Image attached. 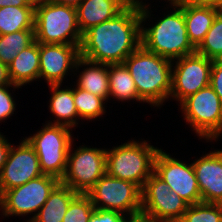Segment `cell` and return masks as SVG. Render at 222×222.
Listing matches in <instances>:
<instances>
[{
    "instance_id": "6da1fadb",
    "label": "cell",
    "mask_w": 222,
    "mask_h": 222,
    "mask_svg": "<svg viewBox=\"0 0 222 222\" xmlns=\"http://www.w3.org/2000/svg\"><path fill=\"white\" fill-rule=\"evenodd\" d=\"M149 14L142 1L130 2L114 18L82 34L80 56L97 63H124L141 45V25Z\"/></svg>"
},
{
    "instance_id": "7a4b0ae2",
    "label": "cell",
    "mask_w": 222,
    "mask_h": 222,
    "mask_svg": "<svg viewBox=\"0 0 222 222\" xmlns=\"http://www.w3.org/2000/svg\"><path fill=\"white\" fill-rule=\"evenodd\" d=\"M171 62L142 45L124 60L143 102L159 107L169 98L174 69Z\"/></svg>"
},
{
    "instance_id": "3957f363",
    "label": "cell",
    "mask_w": 222,
    "mask_h": 222,
    "mask_svg": "<svg viewBox=\"0 0 222 222\" xmlns=\"http://www.w3.org/2000/svg\"><path fill=\"white\" fill-rule=\"evenodd\" d=\"M34 34L38 43L80 45L82 33L76 8L47 0L36 1Z\"/></svg>"
},
{
    "instance_id": "277c9868",
    "label": "cell",
    "mask_w": 222,
    "mask_h": 222,
    "mask_svg": "<svg viewBox=\"0 0 222 222\" xmlns=\"http://www.w3.org/2000/svg\"><path fill=\"white\" fill-rule=\"evenodd\" d=\"M141 45L171 61L196 52L187 34L182 8H176L151 28L141 27Z\"/></svg>"
},
{
    "instance_id": "5b68a950",
    "label": "cell",
    "mask_w": 222,
    "mask_h": 222,
    "mask_svg": "<svg viewBox=\"0 0 222 222\" xmlns=\"http://www.w3.org/2000/svg\"><path fill=\"white\" fill-rule=\"evenodd\" d=\"M160 149L144 140L130 141L106 150V172L122 180L135 183L141 189L154 172V160Z\"/></svg>"
},
{
    "instance_id": "8992f818",
    "label": "cell",
    "mask_w": 222,
    "mask_h": 222,
    "mask_svg": "<svg viewBox=\"0 0 222 222\" xmlns=\"http://www.w3.org/2000/svg\"><path fill=\"white\" fill-rule=\"evenodd\" d=\"M71 135L70 128L66 126L47 123L42 130L26 138L38 156L43 174L62 179L72 146Z\"/></svg>"
},
{
    "instance_id": "52a82bcc",
    "label": "cell",
    "mask_w": 222,
    "mask_h": 222,
    "mask_svg": "<svg viewBox=\"0 0 222 222\" xmlns=\"http://www.w3.org/2000/svg\"><path fill=\"white\" fill-rule=\"evenodd\" d=\"M95 209L117 211L136 218L141 215V188L107 172L86 193Z\"/></svg>"
},
{
    "instance_id": "ba28073f",
    "label": "cell",
    "mask_w": 222,
    "mask_h": 222,
    "mask_svg": "<svg viewBox=\"0 0 222 222\" xmlns=\"http://www.w3.org/2000/svg\"><path fill=\"white\" fill-rule=\"evenodd\" d=\"M189 204L155 172L141 189V217L153 222H178Z\"/></svg>"
},
{
    "instance_id": "9c48e42d",
    "label": "cell",
    "mask_w": 222,
    "mask_h": 222,
    "mask_svg": "<svg viewBox=\"0 0 222 222\" xmlns=\"http://www.w3.org/2000/svg\"><path fill=\"white\" fill-rule=\"evenodd\" d=\"M186 121L196 134L207 140L216 139L222 133V102L209 85L189 95L180 103Z\"/></svg>"
},
{
    "instance_id": "30bf717a",
    "label": "cell",
    "mask_w": 222,
    "mask_h": 222,
    "mask_svg": "<svg viewBox=\"0 0 222 222\" xmlns=\"http://www.w3.org/2000/svg\"><path fill=\"white\" fill-rule=\"evenodd\" d=\"M106 173V149L79 147L67 156V167L61 183L77 193L86 194Z\"/></svg>"
},
{
    "instance_id": "8fae6325",
    "label": "cell",
    "mask_w": 222,
    "mask_h": 222,
    "mask_svg": "<svg viewBox=\"0 0 222 222\" xmlns=\"http://www.w3.org/2000/svg\"><path fill=\"white\" fill-rule=\"evenodd\" d=\"M59 182L57 177L44 174L19 187L4 191L0 195L3 215L24 216L39 211Z\"/></svg>"
},
{
    "instance_id": "7c38bea8",
    "label": "cell",
    "mask_w": 222,
    "mask_h": 222,
    "mask_svg": "<svg viewBox=\"0 0 222 222\" xmlns=\"http://www.w3.org/2000/svg\"><path fill=\"white\" fill-rule=\"evenodd\" d=\"M176 60L170 96L181 103L189 95L210 85L213 60L196 52Z\"/></svg>"
},
{
    "instance_id": "4fadbf2b",
    "label": "cell",
    "mask_w": 222,
    "mask_h": 222,
    "mask_svg": "<svg viewBox=\"0 0 222 222\" xmlns=\"http://www.w3.org/2000/svg\"><path fill=\"white\" fill-rule=\"evenodd\" d=\"M154 172L189 205L202 202L192 163L187 165L160 149L154 160Z\"/></svg>"
},
{
    "instance_id": "5bb4252c",
    "label": "cell",
    "mask_w": 222,
    "mask_h": 222,
    "mask_svg": "<svg viewBox=\"0 0 222 222\" xmlns=\"http://www.w3.org/2000/svg\"><path fill=\"white\" fill-rule=\"evenodd\" d=\"M44 175L33 147L24 139L18 147L11 146L0 172V195Z\"/></svg>"
},
{
    "instance_id": "9a60e30c",
    "label": "cell",
    "mask_w": 222,
    "mask_h": 222,
    "mask_svg": "<svg viewBox=\"0 0 222 222\" xmlns=\"http://www.w3.org/2000/svg\"><path fill=\"white\" fill-rule=\"evenodd\" d=\"M80 45L39 43V78L47 80L48 85L62 83L69 69L75 68L80 57Z\"/></svg>"
},
{
    "instance_id": "2e32d148",
    "label": "cell",
    "mask_w": 222,
    "mask_h": 222,
    "mask_svg": "<svg viewBox=\"0 0 222 222\" xmlns=\"http://www.w3.org/2000/svg\"><path fill=\"white\" fill-rule=\"evenodd\" d=\"M193 164L202 202L222 204V151H214Z\"/></svg>"
},
{
    "instance_id": "e0dca14e",
    "label": "cell",
    "mask_w": 222,
    "mask_h": 222,
    "mask_svg": "<svg viewBox=\"0 0 222 222\" xmlns=\"http://www.w3.org/2000/svg\"><path fill=\"white\" fill-rule=\"evenodd\" d=\"M129 0H82L76 7L77 23L83 34L91 27L114 18Z\"/></svg>"
},
{
    "instance_id": "ac0fdd59",
    "label": "cell",
    "mask_w": 222,
    "mask_h": 222,
    "mask_svg": "<svg viewBox=\"0 0 222 222\" xmlns=\"http://www.w3.org/2000/svg\"><path fill=\"white\" fill-rule=\"evenodd\" d=\"M187 34L192 45L197 48L211 28L220 8L201 3H192L182 7Z\"/></svg>"
},
{
    "instance_id": "d6986e66",
    "label": "cell",
    "mask_w": 222,
    "mask_h": 222,
    "mask_svg": "<svg viewBox=\"0 0 222 222\" xmlns=\"http://www.w3.org/2000/svg\"><path fill=\"white\" fill-rule=\"evenodd\" d=\"M39 43L35 40L24 48L8 65V75L12 84L22 86L39 79Z\"/></svg>"
},
{
    "instance_id": "ffe728a7",
    "label": "cell",
    "mask_w": 222,
    "mask_h": 222,
    "mask_svg": "<svg viewBox=\"0 0 222 222\" xmlns=\"http://www.w3.org/2000/svg\"><path fill=\"white\" fill-rule=\"evenodd\" d=\"M78 194L59 182L49 194L45 204L28 222H62L70 202Z\"/></svg>"
},
{
    "instance_id": "44dd1931",
    "label": "cell",
    "mask_w": 222,
    "mask_h": 222,
    "mask_svg": "<svg viewBox=\"0 0 222 222\" xmlns=\"http://www.w3.org/2000/svg\"><path fill=\"white\" fill-rule=\"evenodd\" d=\"M81 65L90 67L80 73L77 87L107 100L109 98L108 64L92 62L80 56L75 68Z\"/></svg>"
},
{
    "instance_id": "7402d4cb",
    "label": "cell",
    "mask_w": 222,
    "mask_h": 222,
    "mask_svg": "<svg viewBox=\"0 0 222 222\" xmlns=\"http://www.w3.org/2000/svg\"><path fill=\"white\" fill-rule=\"evenodd\" d=\"M49 86L53 92L49 108L51 113L57 117L54 123L49 122V124L62 125L71 129L78 124L75 119L78 117V112L74 104L73 88L61 90L59 89L60 84H50Z\"/></svg>"
},
{
    "instance_id": "603a6c76",
    "label": "cell",
    "mask_w": 222,
    "mask_h": 222,
    "mask_svg": "<svg viewBox=\"0 0 222 222\" xmlns=\"http://www.w3.org/2000/svg\"><path fill=\"white\" fill-rule=\"evenodd\" d=\"M109 97L124 100H137L139 98L135 81L124 63L108 64Z\"/></svg>"
},
{
    "instance_id": "cb8c5ba5",
    "label": "cell",
    "mask_w": 222,
    "mask_h": 222,
    "mask_svg": "<svg viewBox=\"0 0 222 222\" xmlns=\"http://www.w3.org/2000/svg\"><path fill=\"white\" fill-rule=\"evenodd\" d=\"M34 13L35 7H1L0 35L20 30H34Z\"/></svg>"
},
{
    "instance_id": "d4e9b609",
    "label": "cell",
    "mask_w": 222,
    "mask_h": 222,
    "mask_svg": "<svg viewBox=\"0 0 222 222\" xmlns=\"http://www.w3.org/2000/svg\"><path fill=\"white\" fill-rule=\"evenodd\" d=\"M34 41V30H20L0 35V61L8 66L18 53Z\"/></svg>"
},
{
    "instance_id": "484cf974",
    "label": "cell",
    "mask_w": 222,
    "mask_h": 222,
    "mask_svg": "<svg viewBox=\"0 0 222 222\" xmlns=\"http://www.w3.org/2000/svg\"><path fill=\"white\" fill-rule=\"evenodd\" d=\"M73 98L78 117L82 119H96L105 113L103 104H105L104 101L106 100L102 97L77 87L73 89Z\"/></svg>"
},
{
    "instance_id": "4316f807",
    "label": "cell",
    "mask_w": 222,
    "mask_h": 222,
    "mask_svg": "<svg viewBox=\"0 0 222 222\" xmlns=\"http://www.w3.org/2000/svg\"><path fill=\"white\" fill-rule=\"evenodd\" d=\"M196 53L213 61L222 59V11L216 15Z\"/></svg>"
},
{
    "instance_id": "83f0119b",
    "label": "cell",
    "mask_w": 222,
    "mask_h": 222,
    "mask_svg": "<svg viewBox=\"0 0 222 222\" xmlns=\"http://www.w3.org/2000/svg\"><path fill=\"white\" fill-rule=\"evenodd\" d=\"M178 222H222V204L200 202L189 205Z\"/></svg>"
},
{
    "instance_id": "f1b7e54d",
    "label": "cell",
    "mask_w": 222,
    "mask_h": 222,
    "mask_svg": "<svg viewBox=\"0 0 222 222\" xmlns=\"http://www.w3.org/2000/svg\"><path fill=\"white\" fill-rule=\"evenodd\" d=\"M95 210L90 197L79 193L71 202L62 222H89Z\"/></svg>"
},
{
    "instance_id": "f546056e",
    "label": "cell",
    "mask_w": 222,
    "mask_h": 222,
    "mask_svg": "<svg viewBox=\"0 0 222 222\" xmlns=\"http://www.w3.org/2000/svg\"><path fill=\"white\" fill-rule=\"evenodd\" d=\"M18 88V85H6L0 87V121L4 120L14 114L15 101L13 100L11 93H9L8 87Z\"/></svg>"
},
{
    "instance_id": "4dcf8cb0",
    "label": "cell",
    "mask_w": 222,
    "mask_h": 222,
    "mask_svg": "<svg viewBox=\"0 0 222 222\" xmlns=\"http://www.w3.org/2000/svg\"><path fill=\"white\" fill-rule=\"evenodd\" d=\"M125 215L117 211L95 209L89 222H127Z\"/></svg>"
},
{
    "instance_id": "1f68e13d",
    "label": "cell",
    "mask_w": 222,
    "mask_h": 222,
    "mask_svg": "<svg viewBox=\"0 0 222 222\" xmlns=\"http://www.w3.org/2000/svg\"><path fill=\"white\" fill-rule=\"evenodd\" d=\"M210 86L222 102V59L214 60L212 63Z\"/></svg>"
},
{
    "instance_id": "d6a6232c",
    "label": "cell",
    "mask_w": 222,
    "mask_h": 222,
    "mask_svg": "<svg viewBox=\"0 0 222 222\" xmlns=\"http://www.w3.org/2000/svg\"><path fill=\"white\" fill-rule=\"evenodd\" d=\"M11 144L0 134V172L7 161V157L11 148Z\"/></svg>"
},
{
    "instance_id": "836d02e7",
    "label": "cell",
    "mask_w": 222,
    "mask_h": 222,
    "mask_svg": "<svg viewBox=\"0 0 222 222\" xmlns=\"http://www.w3.org/2000/svg\"><path fill=\"white\" fill-rule=\"evenodd\" d=\"M34 0H0V8L5 6L35 7Z\"/></svg>"
},
{
    "instance_id": "e575fe53",
    "label": "cell",
    "mask_w": 222,
    "mask_h": 222,
    "mask_svg": "<svg viewBox=\"0 0 222 222\" xmlns=\"http://www.w3.org/2000/svg\"><path fill=\"white\" fill-rule=\"evenodd\" d=\"M14 85L11 83L8 75V66L0 61V87Z\"/></svg>"
},
{
    "instance_id": "d590c367",
    "label": "cell",
    "mask_w": 222,
    "mask_h": 222,
    "mask_svg": "<svg viewBox=\"0 0 222 222\" xmlns=\"http://www.w3.org/2000/svg\"><path fill=\"white\" fill-rule=\"evenodd\" d=\"M47 1L55 4L67 5L76 8L82 0H47Z\"/></svg>"
},
{
    "instance_id": "8d00e7d4",
    "label": "cell",
    "mask_w": 222,
    "mask_h": 222,
    "mask_svg": "<svg viewBox=\"0 0 222 222\" xmlns=\"http://www.w3.org/2000/svg\"><path fill=\"white\" fill-rule=\"evenodd\" d=\"M171 1L170 3L172 4L174 8H182L185 7L189 4L196 3L197 0H168Z\"/></svg>"
},
{
    "instance_id": "74e56055",
    "label": "cell",
    "mask_w": 222,
    "mask_h": 222,
    "mask_svg": "<svg viewBox=\"0 0 222 222\" xmlns=\"http://www.w3.org/2000/svg\"><path fill=\"white\" fill-rule=\"evenodd\" d=\"M198 3L206 4L209 6L222 7V0H197Z\"/></svg>"
},
{
    "instance_id": "f35d334b",
    "label": "cell",
    "mask_w": 222,
    "mask_h": 222,
    "mask_svg": "<svg viewBox=\"0 0 222 222\" xmlns=\"http://www.w3.org/2000/svg\"><path fill=\"white\" fill-rule=\"evenodd\" d=\"M127 222H153V221L139 216L136 218H129Z\"/></svg>"
}]
</instances>
